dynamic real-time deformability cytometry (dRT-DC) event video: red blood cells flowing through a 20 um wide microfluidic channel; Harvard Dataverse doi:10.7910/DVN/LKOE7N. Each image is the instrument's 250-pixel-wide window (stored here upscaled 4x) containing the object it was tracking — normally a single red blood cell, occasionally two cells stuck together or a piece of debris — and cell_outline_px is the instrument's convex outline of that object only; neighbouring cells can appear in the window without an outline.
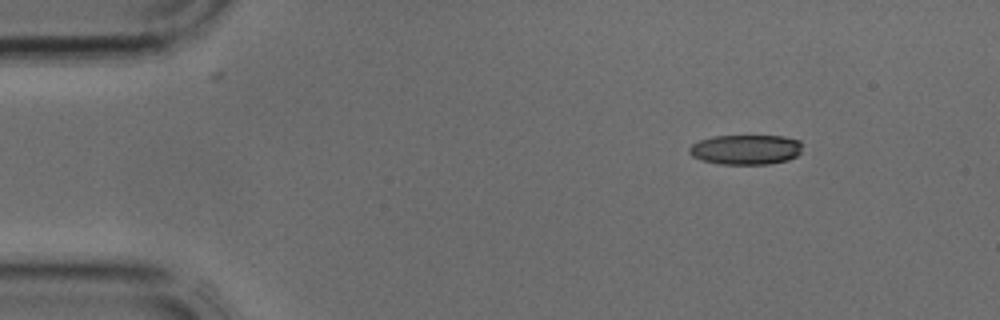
{"species": "common noctule bat (a hibernating species)", "species_latin": "Nyctalus noctula", "temperature_condition": "cold", "stored_images_in_passage": 35, "camera_frame_rate_fps": 3000, "um_per_image_px": 0.085, "animal": {"sex": "male", "body_mass_g": 17.9, "forearm_length_mm": 54.2}, "frame": {"image": 1, "passage_image": 1, "time_ms": 0.0, "image_size_px": [1000, 320], "cell_outline_px": [[800, 152], [796, 156], [788, 160], [768, 164], [720, 164], [700, 160], [692, 156], [688, 152], [688, 148], [692, 144], [700, 140], [712, 136], [784, 136], [800, 140]], "centroid_in_image_um": [63.36, 12.71], "position_along_channel_um": 21.6, "area_um2": 19.77}}
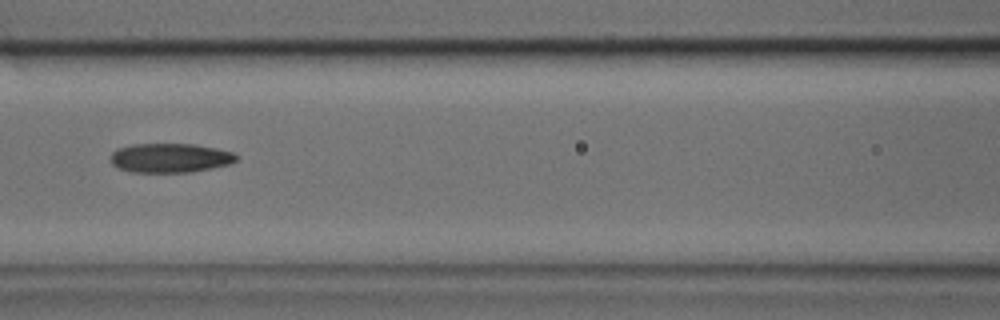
{"frame": {"image": 2, "passage_image": 13, "time_ms": 4.0, "image_size_px": [1000, 320], "cell_outline_px": [[240, 156], [232, 164], [192, 172], [132, 172], [116, 168], [112, 164], [112, 152], [116, 148], [132, 144], [196, 144], [216, 148], [232, 152]], "centroid_in_image_um": [14.48, 13.42], "position_along_channel_um": 152.1, "area_um2": 21.68}}
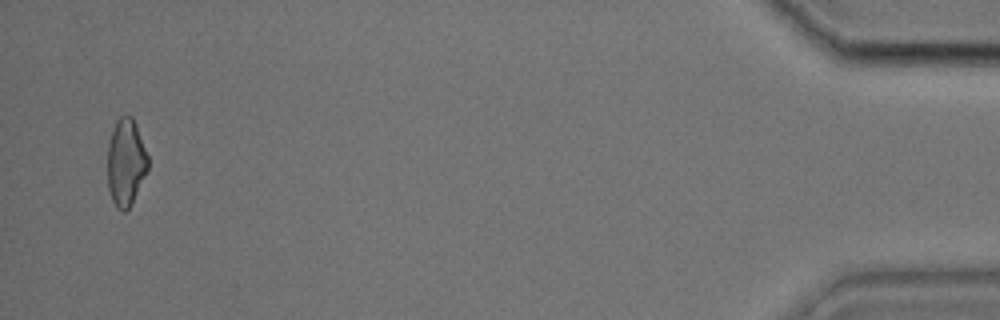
{"frame": {"image": 3, "passage_image": 34, "time_ms": 11.0, "image_size_px": [1000, 320], "cell_outline_px": [[148, 168], [132, 204], [124, 212], [116, 208], [112, 200], [108, 188], [108, 144], [112, 128], [116, 120], [120, 116], [132, 116], [136, 124], [148, 156]], "centroid_in_image_um": [10.69, 13.8], "position_along_channel_um": 424.5, "area_um2": 20.58}}